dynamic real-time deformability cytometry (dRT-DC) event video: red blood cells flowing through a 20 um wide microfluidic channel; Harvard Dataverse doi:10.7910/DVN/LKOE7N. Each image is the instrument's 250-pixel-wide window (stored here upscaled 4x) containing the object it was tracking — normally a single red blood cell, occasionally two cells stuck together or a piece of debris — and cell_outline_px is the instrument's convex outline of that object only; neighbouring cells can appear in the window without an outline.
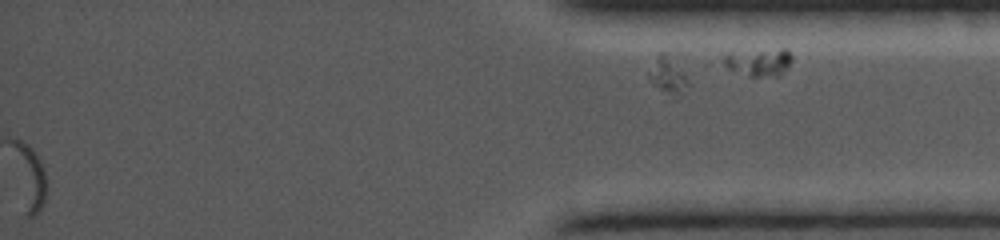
{"species": "common noctule bat (a hibernating species)", "species_latin": "Nyctalus noctula", "temperature_condition": "cold", "stored_images_in_passage": 60, "segment_of_instrument_passage": [2, 2], "camera_frame_rate_fps": 5000, "um_per_image_px": 0.085, "animal": {"sex": "female", "body_mass_g": 19.0, "forearm_length_mm": 56.7}, "frame": {"image": 1, "passage_image": 60, "time_ms": 15.8, "image_size_px": [1000, 240], "cell_outline_px": [[792, 60], [788, 68], [780, 76], [748, 76], [728, 68], [720, 60], [720, 56], [728, 52], [780, 48], [788, 48], [792, 56]], "centroid_in_image_um": [64.49, 5.25], "position_along_channel_um": 370.7, "area_um2": 11.5}}